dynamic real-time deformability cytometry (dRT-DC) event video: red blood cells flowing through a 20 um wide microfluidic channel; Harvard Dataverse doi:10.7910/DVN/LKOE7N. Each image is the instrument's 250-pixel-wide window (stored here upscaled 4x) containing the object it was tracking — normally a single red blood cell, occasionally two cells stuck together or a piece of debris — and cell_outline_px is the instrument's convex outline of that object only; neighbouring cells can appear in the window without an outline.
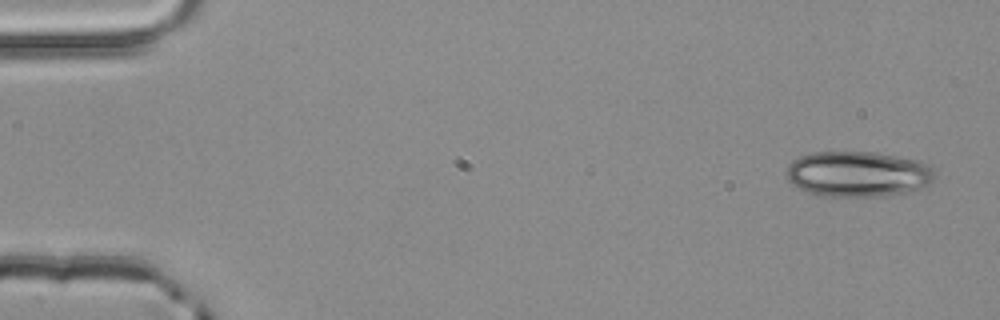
{"species": "common noctule bat (a hibernating species)", "species_latin": "Nyctalus noctula", "temperature_condition": "room temperature", "stored_images_in_passage": 3, "camera_frame_rate_fps": 3000, "um_per_image_px": 0.085, "animal": {"sex": "male", "body_mass_g": 20.4}, "frame": {"image": 1, "passage_image": 1, "time_ms": 0.0, "image_size_px": [1000, 320], "cell_outline_px": [[936, 180], [928, 184], [904, 192], [884, 196], [824, 196], [800, 188], [792, 184], [788, 180], [788, 164], [792, 160], [800, 156], [812, 152], [876, 152], [920, 160], [932, 168], [936, 172]], "centroid_in_image_um": [72.95, 14.77], "position_along_channel_um": 12.0, "area_um2": 39.25}}